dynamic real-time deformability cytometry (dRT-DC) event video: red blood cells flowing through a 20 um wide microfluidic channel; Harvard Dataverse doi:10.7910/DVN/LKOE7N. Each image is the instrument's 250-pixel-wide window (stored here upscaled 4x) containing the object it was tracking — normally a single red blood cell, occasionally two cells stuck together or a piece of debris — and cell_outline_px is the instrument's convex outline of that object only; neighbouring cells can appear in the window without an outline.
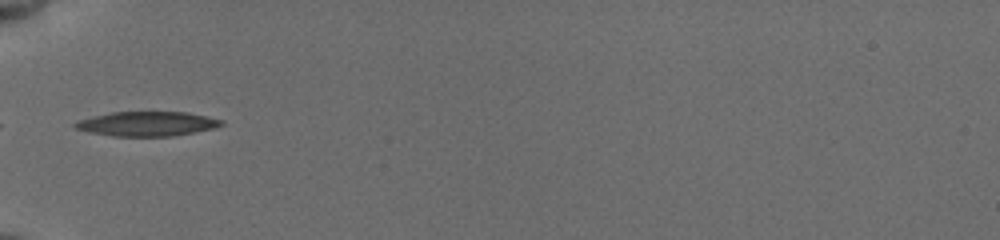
{"species": "common noctule bat (a hibernating species)", "species_latin": "Nyctalus noctula", "temperature_condition": "cold", "stored_images_in_passage": 23, "camera_frame_rate_fps": 3000, "um_per_image_px": 0.085, "animal": {"sex": "female", "body_mass_g": 19.5, "forearm_length_mm": 54.1}, "frame": {"image": 1, "passage_image": 1, "time_ms": 0.0, "image_size_px": [1000, 240], "cell_outline_px": [[224, 124], [216, 128], [172, 136], [112, 136], [88, 132], [76, 128], [72, 124], [76, 120], [92, 116], [112, 112], [188, 112], [224, 120]], "centroid_in_image_um": [12.49, 10.52], "position_along_channel_um": 72.5, "area_um2": 21.04}}
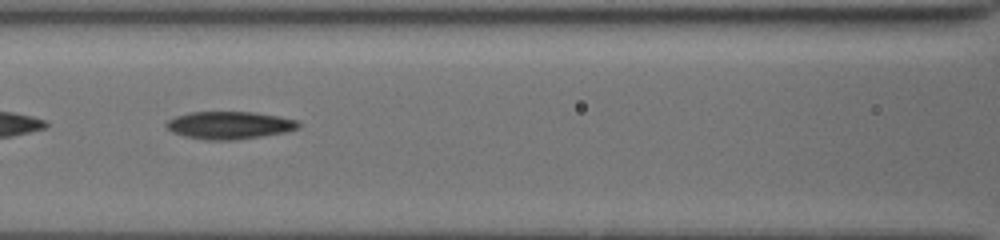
{"frame": {"image": 2, "passage_image": 14, "time_ms": 2.0, "image_size_px": [1000, 240], "cell_outline_px": [[300, 128], [284, 132], [236, 140], [208, 140], [184, 136], [172, 132], [164, 124], [168, 120], [176, 116], [188, 112], [252, 112], [280, 116], [296, 120], [300, 124]], "centroid_in_image_um": [19.49, 10.64], "position_along_channel_um": 147.1, "area_um2": 21.21}}
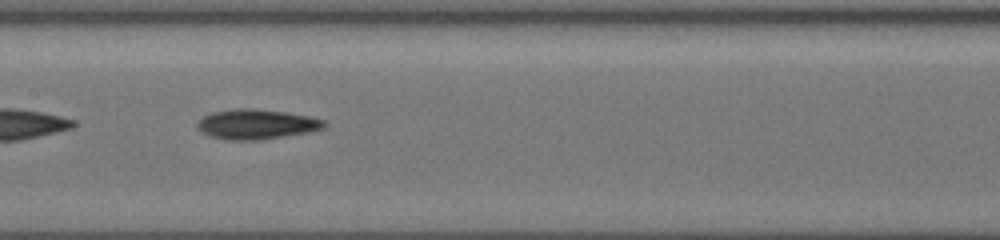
{"frame": {"image": 3, "passage_image": 22, "time_ms": 3.0, "image_size_px": [1000, 240], "cell_outline_px": [[328, 124], [324, 128], [308, 132], [260, 140], [228, 140], [208, 136], [196, 124], [204, 116], [212, 112], [232, 108], [252, 108], [288, 112], [328, 120]], "centroid_in_image_um": [21.85, 10.55], "position_along_channel_um": 185.6, "area_um2": 22.25}}